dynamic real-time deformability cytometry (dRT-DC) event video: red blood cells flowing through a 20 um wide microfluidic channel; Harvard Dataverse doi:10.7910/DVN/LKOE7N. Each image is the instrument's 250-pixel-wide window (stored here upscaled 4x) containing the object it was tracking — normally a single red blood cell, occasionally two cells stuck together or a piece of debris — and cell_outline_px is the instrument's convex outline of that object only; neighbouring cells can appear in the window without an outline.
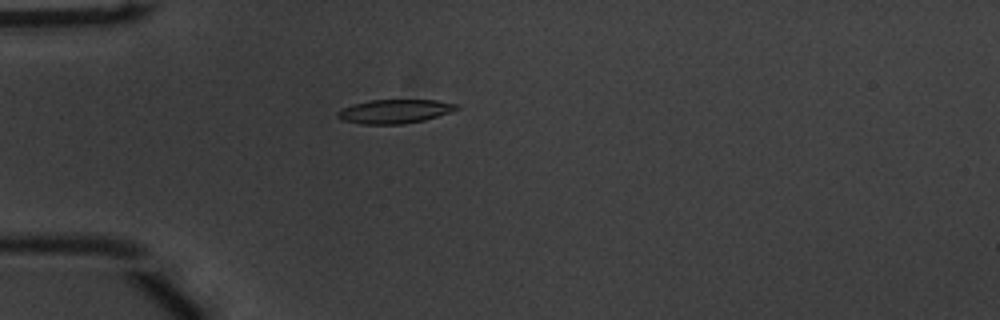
{"species": "common noctule bat (a hibernating species)", "species_latin": "Nyctalus noctula", "temperature_condition": "warm", "stored_images_in_passage": 47, "camera_frame_rate_fps": 3000, "um_per_image_px": 0.085, "animal": {"sex": "male", "body_mass_g": 20.1, "forearm_length_mm": 53.5}, "frame": {"image": 1, "passage_image": 9, "time_ms": 2.667, "image_size_px": [1000, 320], "cell_outline_px": [[460, 108], [424, 120], [404, 124], [360, 124], [340, 120], [336, 116], [336, 112], [340, 108], [352, 104], [372, 100], [436, 100], [460, 104]], "centroid_in_image_um": [33.49, 9.46], "position_along_channel_um": 51.5, "area_um2": 16.7}}
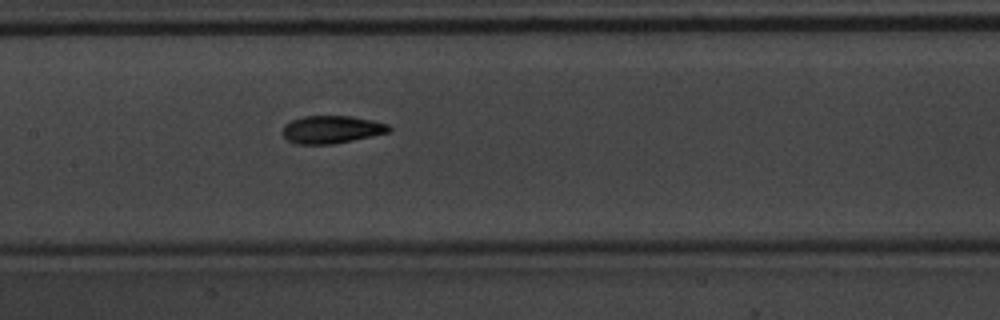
{"frame": {"image": 2, "passage_image": 20, "time_ms": 6.333, "image_size_px": [1000, 320], "cell_outline_px": [[392, 128], [388, 132], [372, 136], [332, 144], [296, 144], [288, 140], [280, 132], [284, 124], [292, 120], [304, 116], [352, 116], [372, 120], [388, 124]], "centroid_in_image_um": [28.15, 11.0], "position_along_channel_um": 179.2, "area_um2": 17.22}}
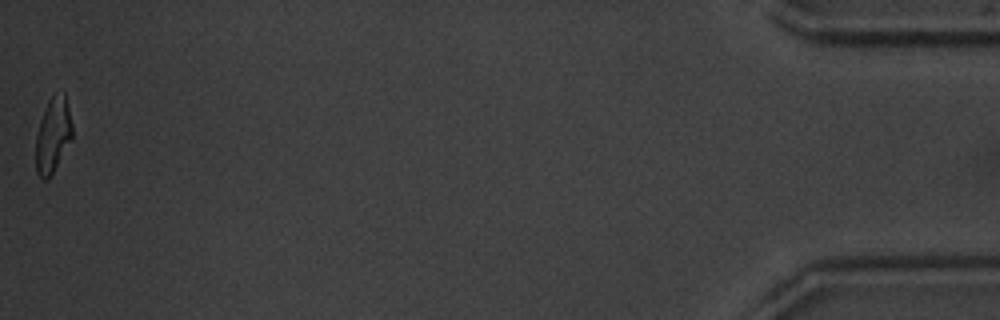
{"frame": {"image": 3, "passage_image": 47, "time_ms": 15.333, "image_size_px": [1000, 320], "cell_outline_px": [[72, 136], [48, 180], [44, 180], [36, 172], [36, 136], [40, 120], [48, 100], [52, 96], [64, 92], [72, 124]], "centroid_in_image_um": [4.48, 11.48], "position_along_channel_um": 430.7, "area_um2": 15.49}, "authors_computed_cell_mechanics": {"area_um2": 16.9354, "velocity_mm_per_s": 3.8056, "shape_relaxation_time_tau1_ms": 2.5941, "shape_relaxation_time_tau2_ms": 1.7294, "deformation_change_tau1": 0.1878, "deformation_change_tau2": 0.0854}}